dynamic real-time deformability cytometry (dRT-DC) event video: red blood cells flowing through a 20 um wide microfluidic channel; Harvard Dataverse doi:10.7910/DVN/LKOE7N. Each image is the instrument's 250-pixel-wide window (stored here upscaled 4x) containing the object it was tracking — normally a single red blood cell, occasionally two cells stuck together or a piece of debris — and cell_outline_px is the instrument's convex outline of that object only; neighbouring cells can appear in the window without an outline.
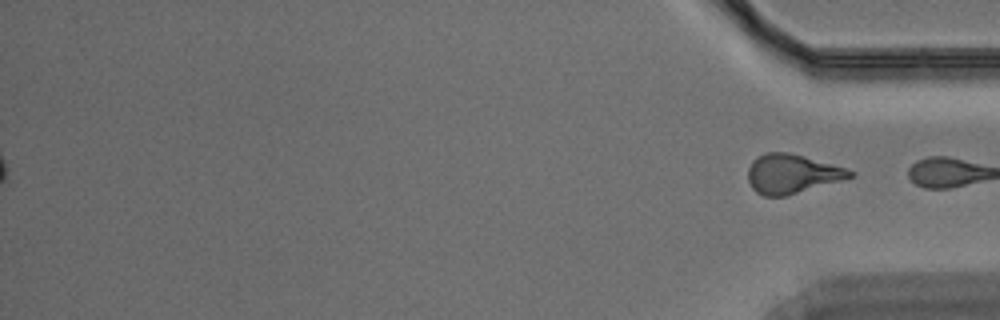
{"species": "Egyptian fruit bat (a non-hibernating species)", "species_latin": "Rousettus aegyptiacus", "temperature_condition": "warm", "stored_images_in_passage": 52, "segment_of_instrument_passage": [2, 2], "camera_frame_rate_fps": 3000, "um_per_image_px": 0.085, "animal": {"sex": "male"}, "frame": {"image": 1, "passage_image": 52, "time_ms": 17.0, "image_size_px": [1000, 320], "cell_outline_px": [[856, 176], [844, 180], [784, 196], [764, 196], [756, 192], [752, 188], [748, 180], [748, 168], [752, 160], [756, 156], [764, 152], [788, 152], [848, 168], [856, 172]], "centroid_in_image_um": [67.34, 14.77], "position_along_channel_um": 367.9, "area_um2": 23.52}}